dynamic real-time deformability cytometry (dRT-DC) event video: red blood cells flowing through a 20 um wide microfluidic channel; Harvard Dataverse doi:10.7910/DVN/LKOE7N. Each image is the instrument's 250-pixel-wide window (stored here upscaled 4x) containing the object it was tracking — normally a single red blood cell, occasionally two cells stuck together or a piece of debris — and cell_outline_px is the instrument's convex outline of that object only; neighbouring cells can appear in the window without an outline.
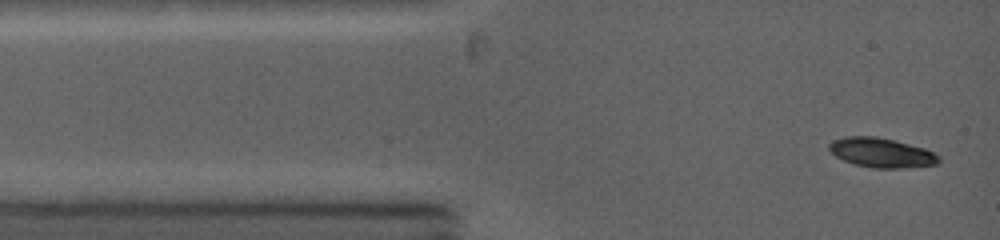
{"species": "common noctule bat (a hibernating species)", "species_latin": "Nyctalus noctula", "temperature_condition": "warm", "stored_images_in_passage": 33, "camera_frame_rate_fps": 5000, "um_per_image_px": 0.085, "animal": {"sex": "female", "body_mass_g": 19.0, "forearm_length_mm": 53.3}, "frame": {"image": 1, "passage_image": 1, "time_ms": 0.0, "image_size_px": [1000, 240], "cell_outline_px": [[940, 160], [936, 164], [900, 168], [872, 168], [856, 164], [844, 160], [836, 156], [828, 148], [828, 144], [832, 140], [844, 136], [876, 136], [924, 148], [940, 156]], "centroid_in_image_um": [74.89, 12.97], "position_along_channel_um": 10.1, "area_um2": 18.67}}
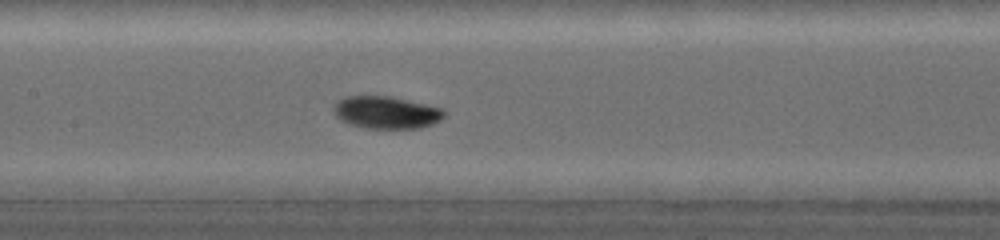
{"frame": {"image": 2, "passage_image": 13, "time_ms": 5.0, "image_size_px": [1000, 240], "cell_outline_px": [[444, 116], [440, 120], [432, 124], [420, 128], [364, 128], [348, 124], [340, 120], [336, 116], [332, 108], [336, 100], [344, 96], [392, 96], [444, 108]], "centroid_in_image_um": [32.8, 9.55], "position_along_channel_um": 174.6, "area_um2": 21.15}}
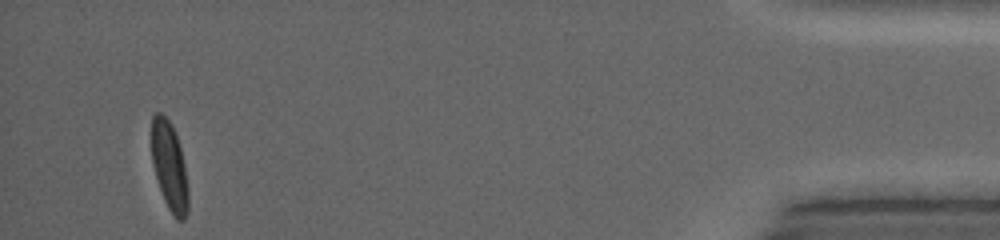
{"frame": {"image": 3, "passage_image": 33, "time_ms": 13.2, "image_size_px": [1000, 240], "cell_outline_px": [[188, 212], [184, 220], [176, 220], [168, 208], [164, 200], [152, 164], [152, 116], [156, 112], [160, 112], [168, 120], [176, 136], [180, 148], [184, 164], [188, 188]], "centroid_in_image_um": [14.4, 14.18], "position_along_channel_um": 420.8, "area_um2": 18.67}, "authors_computed_cell_mechanics": {"area_um2": 19.652, "velocity_mm_per_s": 4.2212, "shape_relaxation_time_tau1_ms": 3.1305, "shape_relaxation_time_tau2_ms": null, "deformation_change_tau1": 0.1402, "deformation_change_tau2": null}}